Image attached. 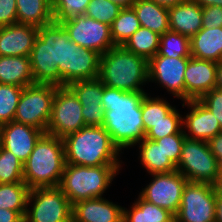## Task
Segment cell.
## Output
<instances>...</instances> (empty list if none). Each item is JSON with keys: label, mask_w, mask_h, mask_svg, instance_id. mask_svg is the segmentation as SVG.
Listing matches in <instances>:
<instances>
[{"label": "cell", "mask_w": 222, "mask_h": 222, "mask_svg": "<svg viewBox=\"0 0 222 222\" xmlns=\"http://www.w3.org/2000/svg\"><path fill=\"white\" fill-rule=\"evenodd\" d=\"M29 57L35 84L68 86L75 81L98 78L101 54L78 46L61 22L38 27Z\"/></svg>", "instance_id": "obj_1"}, {"label": "cell", "mask_w": 222, "mask_h": 222, "mask_svg": "<svg viewBox=\"0 0 222 222\" xmlns=\"http://www.w3.org/2000/svg\"><path fill=\"white\" fill-rule=\"evenodd\" d=\"M146 92H126L103 87L102 108L104 129L110 134L113 144L122 151L136 146L145 138L141 102Z\"/></svg>", "instance_id": "obj_2"}, {"label": "cell", "mask_w": 222, "mask_h": 222, "mask_svg": "<svg viewBox=\"0 0 222 222\" xmlns=\"http://www.w3.org/2000/svg\"><path fill=\"white\" fill-rule=\"evenodd\" d=\"M65 163L97 167L121 165L120 150L103 126H85L63 138Z\"/></svg>", "instance_id": "obj_3"}, {"label": "cell", "mask_w": 222, "mask_h": 222, "mask_svg": "<svg viewBox=\"0 0 222 222\" xmlns=\"http://www.w3.org/2000/svg\"><path fill=\"white\" fill-rule=\"evenodd\" d=\"M98 79L109 88L145 92L141 86L149 82L148 61L123 45H115L101 55Z\"/></svg>", "instance_id": "obj_4"}, {"label": "cell", "mask_w": 222, "mask_h": 222, "mask_svg": "<svg viewBox=\"0 0 222 222\" xmlns=\"http://www.w3.org/2000/svg\"><path fill=\"white\" fill-rule=\"evenodd\" d=\"M65 166L63 139L44 133L23 163V181L31 189L59 186Z\"/></svg>", "instance_id": "obj_5"}, {"label": "cell", "mask_w": 222, "mask_h": 222, "mask_svg": "<svg viewBox=\"0 0 222 222\" xmlns=\"http://www.w3.org/2000/svg\"><path fill=\"white\" fill-rule=\"evenodd\" d=\"M120 168L121 165L89 167L65 163L59 186L71 205L82 200L102 197Z\"/></svg>", "instance_id": "obj_6"}, {"label": "cell", "mask_w": 222, "mask_h": 222, "mask_svg": "<svg viewBox=\"0 0 222 222\" xmlns=\"http://www.w3.org/2000/svg\"><path fill=\"white\" fill-rule=\"evenodd\" d=\"M176 170L188 181L213 184L221 168L208 142L185 136Z\"/></svg>", "instance_id": "obj_7"}, {"label": "cell", "mask_w": 222, "mask_h": 222, "mask_svg": "<svg viewBox=\"0 0 222 222\" xmlns=\"http://www.w3.org/2000/svg\"><path fill=\"white\" fill-rule=\"evenodd\" d=\"M24 222H72V205L62 188L53 186L31 189Z\"/></svg>", "instance_id": "obj_8"}, {"label": "cell", "mask_w": 222, "mask_h": 222, "mask_svg": "<svg viewBox=\"0 0 222 222\" xmlns=\"http://www.w3.org/2000/svg\"><path fill=\"white\" fill-rule=\"evenodd\" d=\"M58 86L33 84L23 88L14 121L47 132L52 103Z\"/></svg>", "instance_id": "obj_9"}, {"label": "cell", "mask_w": 222, "mask_h": 222, "mask_svg": "<svg viewBox=\"0 0 222 222\" xmlns=\"http://www.w3.org/2000/svg\"><path fill=\"white\" fill-rule=\"evenodd\" d=\"M85 126L78 97L68 86H58L46 133L63 139Z\"/></svg>", "instance_id": "obj_10"}, {"label": "cell", "mask_w": 222, "mask_h": 222, "mask_svg": "<svg viewBox=\"0 0 222 222\" xmlns=\"http://www.w3.org/2000/svg\"><path fill=\"white\" fill-rule=\"evenodd\" d=\"M216 201L213 184L187 181L175 222H215Z\"/></svg>", "instance_id": "obj_11"}, {"label": "cell", "mask_w": 222, "mask_h": 222, "mask_svg": "<svg viewBox=\"0 0 222 222\" xmlns=\"http://www.w3.org/2000/svg\"><path fill=\"white\" fill-rule=\"evenodd\" d=\"M69 38L78 46L106 53L114 45L110 26L85 14L61 21Z\"/></svg>", "instance_id": "obj_12"}, {"label": "cell", "mask_w": 222, "mask_h": 222, "mask_svg": "<svg viewBox=\"0 0 222 222\" xmlns=\"http://www.w3.org/2000/svg\"><path fill=\"white\" fill-rule=\"evenodd\" d=\"M150 175L153 180L142 189L139 195L175 216L180 208L183 189L188 180L177 170Z\"/></svg>", "instance_id": "obj_13"}, {"label": "cell", "mask_w": 222, "mask_h": 222, "mask_svg": "<svg viewBox=\"0 0 222 222\" xmlns=\"http://www.w3.org/2000/svg\"><path fill=\"white\" fill-rule=\"evenodd\" d=\"M190 58L152 57L148 61V81L159 83L174 97L185 102L184 72Z\"/></svg>", "instance_id": "obj_14"}, {"label": "cell", "mask_w": 222, "mask_h": 222, "mask_svg": "<svg viewBox=\"0 0 222 222\" xmlns=\"http://www.w3.org/2000/svg\"><path fill=\"white\" fill-rule=\"evenodd\" d=\"M44 133L30 125L11 121L0 125V146L24 163Z\"/></svg>", "instance_id": "obj_15"}, {"label": "cell", "mask_w": 222, "mask_h": 222, "mask_svg": "<svg viewBox=\"0 0 222 222\" xmlns=\"http://www.w3.org/2000/svg\"><path fill=\"white\" fill-rule=\"evenodd\" d=\"M104 86L98 78L75 81L68 85L82 105L86 126H102L104 123L105 111L101 102Z\"/></svg>", "instance_id": "obj_16"}, {"label": "cell", "mask_w": 222, "mask_h": 222, "mask_svg": "<svg viewBox=\"0 0 222 222\" xmlns=\"http://www.w3.org/2000/svg\"><path fill=\"white\" fill-rule=\"evenodd\" d=\"M217 63L191 57L184 72L185 102L199 100L216 87Z\"/></svg>", "instance_id": "obj_17"}, {"label": "cell", "mask_w": 222, "mask_h": 222, "mask_svg": "<svg viewBox=\"0 0 222 222\" xmlns=\"http://www.w3.org/2000/svg\"><path fill=\"white\" fill-rule=\"evenodd\" d=\"M182 106H188L191 110L185 115L186 117L182 118L183 129H188V133L184 129L186 137L208 142L211 138L222 132L220 123L214 114L199 100H188Z\"/></svg>", "instance_id": "obj_18"}, {"label": "cell", "mask_w": 222, "mask_h": 222, "mask_svg": "<svg viewBox=\"0 0 222 222\" xmlns=\"http://www.w3.org/2000/svg\"><path fill=\"white\" fill-rule=\"evenodd\" d=\"M38 37V27L14 23L0 27V56L29 57Z\"/></svg>", "instance_id": "obj_19"}, {"label": "cell", "mask_w": 222, "mask_h": 222, "mask_svg": "<svg viewBox=\"0 0 222 222\" xmlns=\"http://www.w3.org/2000/svg\"><path fill=\"white\" fill-rule=\"evenodd\" d=\"M123 208L104 197L72 205V222H123Z\"/></svg>", "instance_id": "obj_20"}, {"label": "cell", "mask_w": 222, "mask_h": 222, "mask_svg": "<svg viewBox=\"0 0 222 222\" xmlns=\"http://www.w3.org/2000/svg\"><path fill=\"white\" fill-rule=\"evenodd\" d=\"M169 28L189 38L202 29V8L193 0L168 8Z\"/></svg>", "instance_id": "obj_21"}, {"label": "cell", "mask_w": 222, "mask_h": 222, "mask_svg": "<svg viewBox=\"0 0 222 222\" xmlns=\"http://www.w3.org/2000/svg\"><path fill=\"white\" fill-rule=\"evenodd\" d=\"M191 57L222 62V27L204 28L190 38Z\"/></svg>", "instance_id": "obj_22"}, {"label": "cell", "mask_w": 222, "mask_h": 222, "mask_svg": "<svg viewBox=\"0 0 222 222\" xmlns=\"http://www.w3.org/2000/svg\"><path fill=\"white\" fill-rule=\"evenodd\" d=\"M0 83L23 88L35 84L30 57L0 56Z\"/></svg>", "instance_id": "obj_23"}, {"label": "cell", "mask_w": 222, "mask_h": 222, "mask_svg": "<svg viewBox=\"0 0 222 222\" xmlns=\"http://www.w3.org/2000/svg\"><path fill=\"white\" fill-rule=\"evenodd\" d=\"M132 8L142 27L163 35L169 28L168 8L158 5L150 0H136Z\"/></svg>", "instance_id": "obj_24"}, {"label": "cell", "mask_w": 222, "mask_h": 222, "mask_svg": "<svg viewBox=\"0 0 222 222\" xmlns=\"http://www.w3.org/2000/svg\"><path fill=\"white\" fill-rule=\"evenodd\" d=\"M17 23L41 27L53 21L52 0H16Z\"/></svg>", "instance_id": "obj_25"}, {"label": "cell", "mask_w": 222, "mask_h": 222, "mask_svg": "<svg viewBox=\"0 0 222 222\" xmlns=\"http://www.w3.org/2000/svg\"><path fill=\"white\" fill-rule=\"evenodd\" d=\"M140 162L149 174L176 171V165L165 156L161 146L155 141L144 138L138 143Z\"/></svg>", "instance_id": "obj_26"}, {"label": "cell", "mask_w": 222, "mask_h": 222, "mask_svg": "<svg viewBox=\"0 0 222 222\" xmlns=\"http://www.w3.org/2000/svg\"><path fill=\"white\" fill-rule=\"evenodd\" d=\"M130 208H123V222H175L172 213L144 200L140 195Z\"/></svg>", "instance_id": "obj_27"}, {"label": "cell", "mask_w": 222, "mask_h": 222, "mask_svg": "<svg viewBox=\"0 0 222 222\" xmlns=\"http://www.w3.org/2000/svg\"><path fill=\"white\" fill-rule=\"evenodd\" d=\"M160 35L140 27L123 45L128 51L149 61L159 50Z\"/></svg>", "instance_id": "obj_28"}, {"label": "cell", "mask_w": 222, "mask_h": 222, "mask_svg": "<svg viewBox=\"0 0 222 222\" xmlns=\"http://www.w3.org/2000/svg\"><path fill=\"white\" fill-rule=\"evenodd\" d=\"M140 27L134 9L132 7L123 8L110 26L114 45H124Z\"/></svg>", "instance_id": "obj_29"}, {"label": "cell", "mask_w": 222, "mask_h": 222, "mask_svg": "<svg viewBox=\"0 0 222 222\" xmlns=\"http://www.w3.org/2000/svg\"><path fill=\"white\" fill-rule=\"evenodd\" d=\"M29 191L25 182L0 184V208L26 211Z\"/></svg>", "instance_id": "obj_30"}, {"label": "cell", "mask_w": 222, "mask_h": 222, "mask_svg": "<svg viewBox=\"0 0 222 222\" xmlns=\"http://www.w3.org/2000/svg\"><path fill=\"white\" fill-rule=\"evenodd\" d=\"M175 108L168 101L159 97H151L148 93L142 99L141 113L145 134L153 127V124L166 120V116Z\"/></svg>", "instance_id": "obj_31"}, {"label": "cell", "mask_w": 222, "mask_h": 222, "mask_svg": "<svg viewBox=\"0 0 222 222\" xmlns=\"http://www.w3.org/2000/svg\"><path fill=\"white\" fill-rule=\"evenodd\" d=\"M155 56L191 57L190 38L178 32L166 31L160 35L159 50Z\"/></svg>", "instance_id": "obj_32"}, {"label": "cell", "mask_w": 222, "mask_h": 222, "mask_svg": "<svg viewBox=\"0 0 222 222\" xmlns=\"http://www.w3.org/2000/svg\"><path fill=\"white\" fill-rule=\"evenodd\" d=\"M23 87L0 83V125L14 121Z\"/></svg>", "instance_id": "obj_33"}, {"label": "cell", "mask_w": 222, "mask_h": 222, "mask_svg": "<svg viewBox=\"0 0 222 222\" xmlns=\"http://www.w3.org/2000/svg\"><path fill=\"white\" fill-rule=\"evenodd\" d=\"M23 181V162L0 146V184Z\"/></svg>", "instance_id": "obj_34"}, {"label": "cell", "mask_w": 222, "mask_h": 222, "mask_svg": "<svg viewBox=\"0 0 222 222\" xmlns=\"http://www.w3.org/2000/svg\"><path fill=\"white\" fill-rule=\"evenodd\" d=\"M122 9L109 0H90L85 15L111 26Z\"/></svg>", "instance_id": "obj_35"}, {"label": "cell", "mask_w": 222, "mask_h": 222, "mask_svg": "<svg viewBox=\"0 0 222 222\" xmlns=\"http://www.w3.org/2000/svg\"><path fill=\"white\" fill-rule=\"evenodd\" d=\"M182 129V116L174 108L166 116V120L153 124V127L145 134V138L154 141L171 134L179 133Z\"/></svg>", "instance_id": "obj_36"}, {"label": "cell", "mask_w": 222, "mask_h": 222, "mask_svg": "<svg viewBox=\"0 0 222 222\" xmlns=\"http://www.w3.org/2000/svg\"><path fill=\"white\" fill-rule=\"evenodd\" d=\"M90 0H52L53 21L61 22L86 12Z\"/></svg>", "instance_id": "obj_37"}, {"label": "cell", "mask_w": 222, "mask_h": 222, "mask_svg": "<svg viewBox=\"0 0 222 222\" xmlns=\"http://www.w3.org/2000/svg\"><path fill=\"white\" fill-rule=\"evenodd\" d=\"M185 140L184 129L179 133L165 136L161 139L154 140L164 151L165 156L177 165L181 157L182 145Z\"/></svg>", "instance_id": "obj_38"}, {"label": "cell", "mask_w": 222, "mask_h": 222, "mask_svg": "<svg viewBox=\"0 0 222 222\" xmlns=\"http://www.w3.org/2000/svg\"><path fill=\"white\" fill-rule=\"evenodd\" d=\"M199 101L214 114L222 128V90L214 88L203 95Z\"/></svg>", "instance_id": "obj_39"}, {"label": "cell", "mask_w": 222, "mask_h": 222, "mask_svg": "<svg viewBox=\"0 0 222 222\" xmlns=\"http://www.w3.org/2000/svg\"><path fill=\"white\" fill-rule=\"evenodd\" d=\"M17 23L16 0H0V27Z\"/></svg>", "instance_id": "obj_40"}, {"label": "cell", "mask_w": 222, "mask_h": 222, "mask_svg": "<svg viewBox=\"0 0 222 222\" xmlns=\"http://www.w3.org/2000/svg\"><path fill=\"white\" fill-rule=\"evenodd\" d=\"M202 27H222V7L210 6L202 8Z\"/></svg>", "instance_id": "obj_41"}, {"label": "cell", "mask_w": 222, "mask_h": 222, "mask_svg": "<svg viewBox=\"0 0 222 222\" xmlns=\"http://www.w3.org/2000/svg\"><path fill=\"white\" fill-rule=\"evenodd\" d=\"M26 211H13L0 208V222H24Z\"/></svg>", "instance_id": "obj_42"}, {"label": "cell", "mask_w": 222, "mask_h": 222, "mask_svg": "<svg viewBox=\"0 0 222 222\" xmlns=\"http://www.w3.org/2000/svg\"><path fill=\"white\" fill-rule=\"evenodd\" d=\"M209 147L213 155L217 158L222 169V132L208 141Z\"/></svg>", "instance_id": "obj_43"}, {"label": "cell", "mask_w": 222, "mask_h": 222, "mask_svg": "<svg viewBox=\"0 0 222 222\" xmlns=\"http://www.w3.org/2000/svg\"><path fill=\"white\" fill-rule=\"evenodd\" d=\"M201 8L210 7V6H219L222 7V0H193Z\"/></svg>", "instance_id": "obj_44"}, {"label": "cell", "mask_w": 222, "mask_h": 222, "mask_svg": "<svg viewBox=\"0 0 222 222\" xmlns=\"http://www.w3.org/2000/svg\"><path fill=\"white\" fill-rule=\"evenodd\" d=\"M215 194L217 198H222V169L220 170L216 181L213 183Z\"/></svg>", "instance_id": "obj_45"}, {"label": "cell", "mask_w": 222, "mask_h": 222, "mask_svg": "<svg viewBox=\"0 0 222 222\" xmlns=\"http://www.w3.org/2000/svg\"><path fill=\"white\" fill-rule=\"evenodd\" d=\"M154 3L161 5L166 8L174 7L177 4L183 3L185 0H150Z\"/></svg>", "instance_id": "obj_46"}, {"label": "cell", "mask_w": 222, "mask_h": 222, "mask_svg": "<svg viewBox=\"0 0 222 222\" xmlns=\"http://www.w3.org/2000/svg\"><path fill=\"white\" fill-rule=\"evenodd\" d=\"M215 222H222V198H217L216 201Z\"/></svg>", "instance_id": "obj_47"}, {"label": "cell", "mask_w": 222, "mask_h": 222, "mask_svg": "<svg viewBox=\"0 0 222 222\" xmlns=\"http://www.w3.org/2000/svg\"><path fill=\"white\" fill-rule=\"evenodd\" d=\"M222 90V62L217 63L216 87Z\"/></svg>", "instance_id": "obj_48"}, {"label": "cell", "mask_w": 222, "mask_h": 222, "mask_svg": "<svg viewBox=\"0 0 222 222\" xmlns=\"http://www.w3.org/2000/svg\"><path fill=\"white\" fill-rule=\"evenodd\" d=\"M109 1L113 2L114 4H117V5L121 6L122 8H130V7H132V4L136 0H109Z\"/></svg>", "instance_id": "obj_49"}]
</instances>
